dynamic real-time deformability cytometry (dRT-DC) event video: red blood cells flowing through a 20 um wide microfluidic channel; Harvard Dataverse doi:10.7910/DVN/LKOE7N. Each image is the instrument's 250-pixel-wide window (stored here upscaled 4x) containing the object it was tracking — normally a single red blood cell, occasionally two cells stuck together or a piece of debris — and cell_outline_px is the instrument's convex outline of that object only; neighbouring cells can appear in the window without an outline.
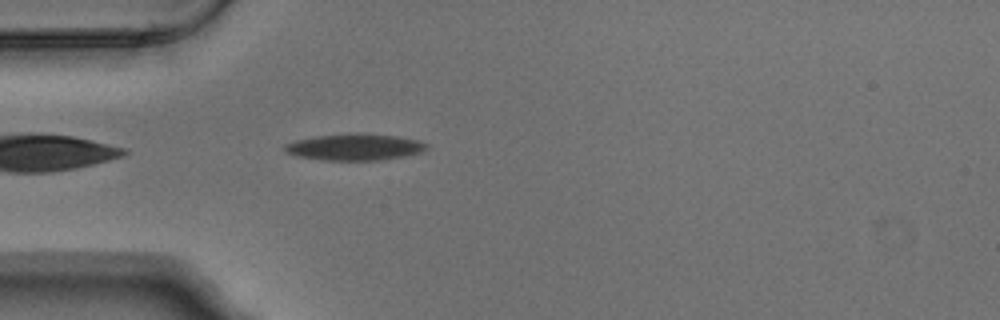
{"species": "Egyptian fruit bat (a non-hibernating species)", "species_latin": "Rousettus aegyptiacus", "temperature_condition": "warm", "stored_images_in_passage": 5, "camera_frame_rate_fps": 3000, "um_per_image_px": 0.085, "animal": {"sex": "male"}, "frame": {"image": 1, "passage_image": 2, "time_ms": 0.333, "image_size_px": [1000, 320], "cell_outline_px": [[428, 148], [420, 152], [404, 156], [380, 160], [320, 160], [296, 156], [288, 152], [284, 148], [284, 144], [296, 140], [316, 136], [396, 136], [416, 140], [428, 144]], "centroid_in_image_um": [30.13, 12.55], "position_along_channel_um": 54.9, "area_um2": 20.75}}
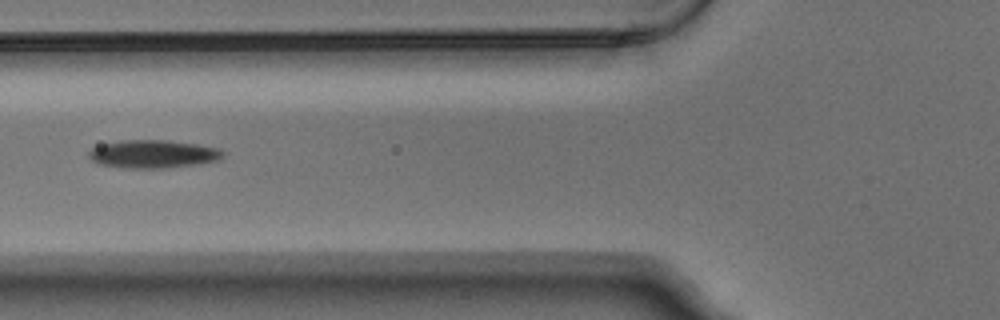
{"frame": {"image": 2, "passage_image": 5, "time_ms": 1.333, "image_size_px": [1000, 320], "cell_outline_px": [[224, 156], [220, 160], [200, 164], [164, 168], [128, 168], [96, 164], [88, 156], [88, 152], [92, 148], [104, 144], [120, 140], [168, 140], [200, 144], [220, 148], [224, 152]], "centroid_in_image_um": [13.06, 13.09], "position_along_channel_um": 112.7, "area_um2": 22.25}}